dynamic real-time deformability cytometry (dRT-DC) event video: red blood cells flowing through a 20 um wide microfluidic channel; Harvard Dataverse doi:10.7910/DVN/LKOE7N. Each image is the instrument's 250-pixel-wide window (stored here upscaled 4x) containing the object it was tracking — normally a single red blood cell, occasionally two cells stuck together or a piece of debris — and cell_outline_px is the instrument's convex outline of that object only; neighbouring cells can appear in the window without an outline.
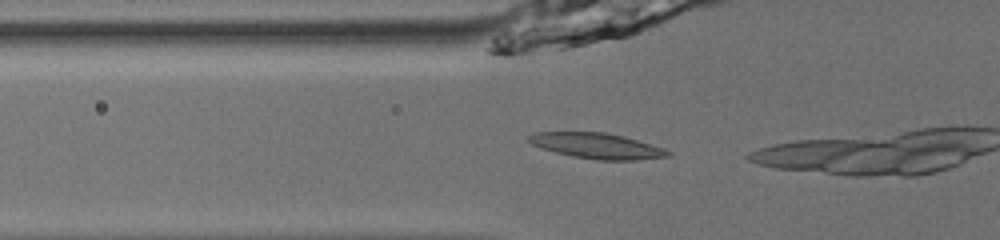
{"species": "common noctule bat (a hibernating species)", "species_latin": "Nyctalus noctula", "temperature_condition": "room temperature", "stored_images_in_passage": 9, "camera_frame_rate_fps": 3000, "um_per_image_px": 0.085, "animal": {"sex": "male", "body_mass_g": 13.0, "forearm_length_mm": 53.1}, "frame": {"image": 1, "passage_image": 8, "time_ms": 2.333, "image_size_px": [1000, 240], "cell_outline_px": [[672, 156], [636, 160], [596, 160], [572, 156], [540, 148], [524, 140], [524, 136], [532, 132], [604, 132], [624, 136], [664, 148], [672, 152]], "centroid_in_image_um": [50.69, 12.39], "position_along_channel_um": 75.1, "area_um2": 21.04}}